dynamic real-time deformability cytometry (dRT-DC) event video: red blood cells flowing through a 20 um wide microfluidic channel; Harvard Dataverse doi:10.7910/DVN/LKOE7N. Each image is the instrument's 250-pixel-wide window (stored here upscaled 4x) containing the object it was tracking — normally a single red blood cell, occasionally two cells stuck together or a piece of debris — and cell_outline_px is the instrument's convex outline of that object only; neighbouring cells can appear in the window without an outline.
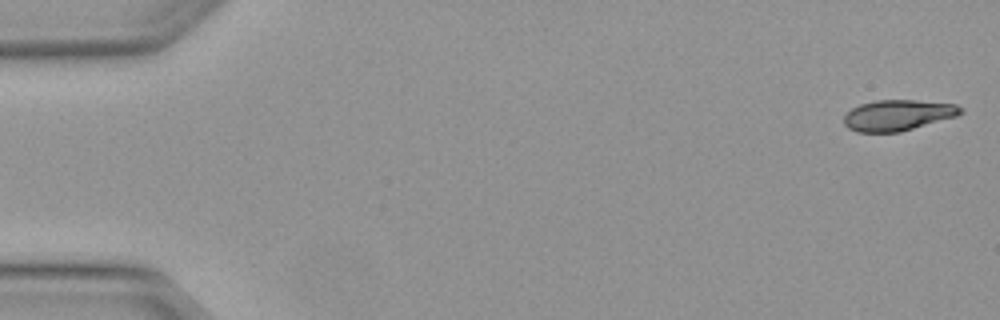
{"species": "Egyptian fruit bat (a non-hibernating species)", "species_latin": "Rousettus aegyptiacus", "temperature_condition": "warm", "stored_images_in_passage": 5, "segment_of_instrument_passage": [2, 2], "camera_frame_rate_fps": 3000, "um_per_image_px": 0.085, "animal": {"sex": "female"}, "frame": {"image": 1, "passage_image": 5, "time_ms": 1.333, "image_size_px": [1000, 320], "cell_outline_px": [[964, 112], [956, 116], [900, 132], [856, 132], [848, 128], [844, 124], [844, 116], [852, 108], [860, 104], [876, 100], [916, 100], [956, 104], [964, 108]], "centroid_in_image_um": [76.33, 9.79], "position_along_channel_um": 8.7, "area_um2": 20.98}}